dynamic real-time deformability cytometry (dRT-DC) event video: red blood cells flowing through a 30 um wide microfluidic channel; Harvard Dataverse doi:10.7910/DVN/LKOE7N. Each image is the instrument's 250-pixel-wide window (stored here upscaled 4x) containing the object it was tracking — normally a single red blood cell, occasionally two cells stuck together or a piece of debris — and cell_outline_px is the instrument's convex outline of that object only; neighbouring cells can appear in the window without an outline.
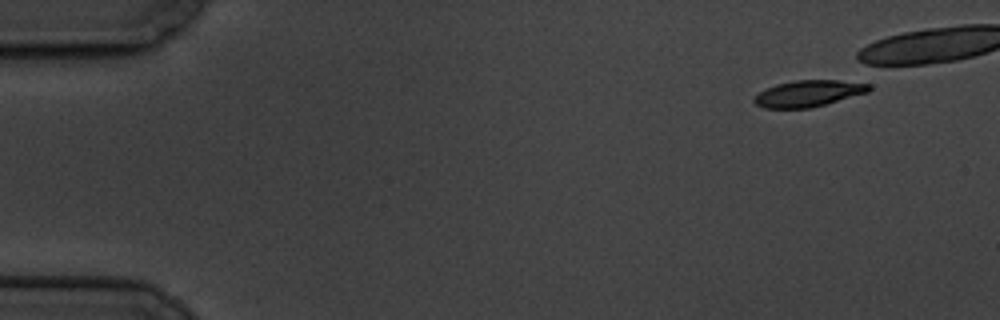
{"species": "common noctule bat (a hibernating species)", "species_latin": "Nyctalus noctula", "temperature_condition": "cold", "stored_images_in_passage": 5, "camera_frame_rate_fps": 3000, "um_per_image_px": 0.085, "animal": {"sex": "male", "body_mass_g": 19.5, "forearm_length_mm": 54.6}, "frame": {"image": 1, "passage_image": 1, "time_ms": 0.0, "image_size_px": [1000, 320], "cell_outline_px": [[872, 88], [868, 92], [812, 108], [764, 108], [756, 104], [752, 100], [760, 92], [776, 84], [796, 80], [864, 80], [872, 84]], "centroid_in_image_um": [68.84, 7.92], "position_along_channel_um": 16.2, "area_um2": 17.98}}